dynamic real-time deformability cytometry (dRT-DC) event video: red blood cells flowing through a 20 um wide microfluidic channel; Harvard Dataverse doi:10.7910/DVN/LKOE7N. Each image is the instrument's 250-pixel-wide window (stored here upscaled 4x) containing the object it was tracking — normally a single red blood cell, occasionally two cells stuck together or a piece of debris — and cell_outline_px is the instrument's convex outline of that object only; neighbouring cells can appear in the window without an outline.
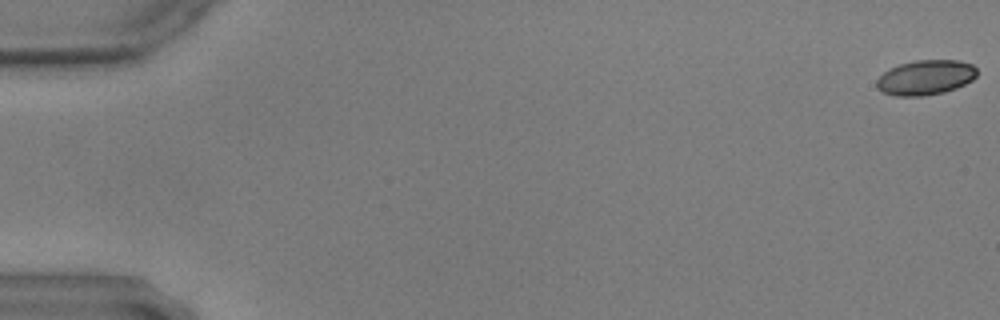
{"species": "common noctule bat (a hibernating species)", "species_latin": "Nyctalus noctula", "temperature_condition": "warm", "stored_images_in_passage": 60, "camera_frame_rate_fps": 3000, "um_per_image_px": 0.085, "animal": {"sex": "male", "body_mass_g": 17.9, "forearm_length_mm": 54.2}, "frame": {"image": 1, "passage_image": 1, "time_ms": 0.0, "image_size_px": [1000, 320], "cell_outline_px": [[976, 76], [952, 88], [936, 92], [888, 92], [880, 88], [880, 80], [888, 72], [904, 64], [928, 60], [948, 60], [968, 64], [976, 68]], "centroid_in_image_um": [78.81, 6.5], "position_along_channel_um": 6.2, "area_um2": 17.28}}
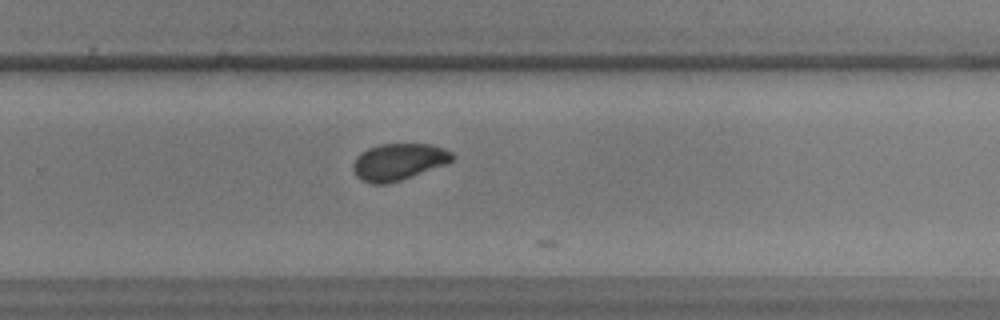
{"frame": {"image": 2, "passage_image": 40, "time_ms": 13.0, "image_size_px": [1000, 320], "cell_outline_px": [[452, 156], [448, 160], [404, 176], [392, 180], [368, 180], [360, 176], [356, 172], [356, 160], [364, 152], [376, 148], [392, 144], [416, 144], [436, 148], [448, 152]], "centroid_in_image_um": [33.83, 13.68], "position_along_channel_um": 296.0, "area_um2": 17.51}}
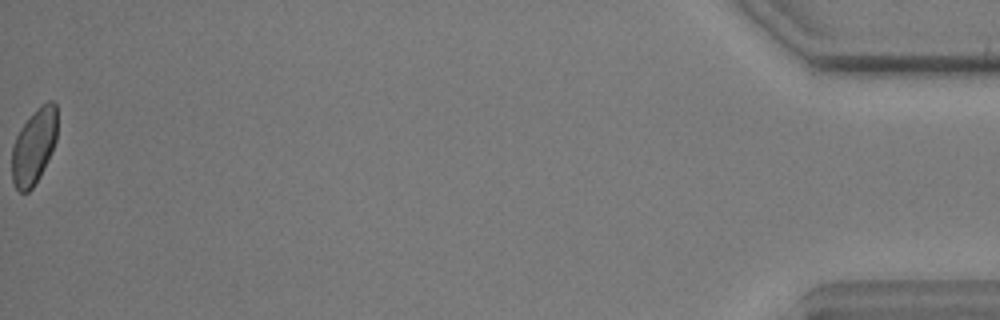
{"frame": {"image": 3, "passage_image": 60, "time_ms": 19.667, "image_size_px": [1000, 320], "cell_outline_px": [[56, 136], [52, 148], [36, 180], [24, 192], [20, 192], [16, 188], [12, 176], [12, 152], [16, 140], [20, 132], [28, 120], [40, 108], [52, 104], [56, 104]], "centroid_in_image_um": [2.86, 12.5], "position_along_channel_um": 432.3, "area_um2": 17.98}}